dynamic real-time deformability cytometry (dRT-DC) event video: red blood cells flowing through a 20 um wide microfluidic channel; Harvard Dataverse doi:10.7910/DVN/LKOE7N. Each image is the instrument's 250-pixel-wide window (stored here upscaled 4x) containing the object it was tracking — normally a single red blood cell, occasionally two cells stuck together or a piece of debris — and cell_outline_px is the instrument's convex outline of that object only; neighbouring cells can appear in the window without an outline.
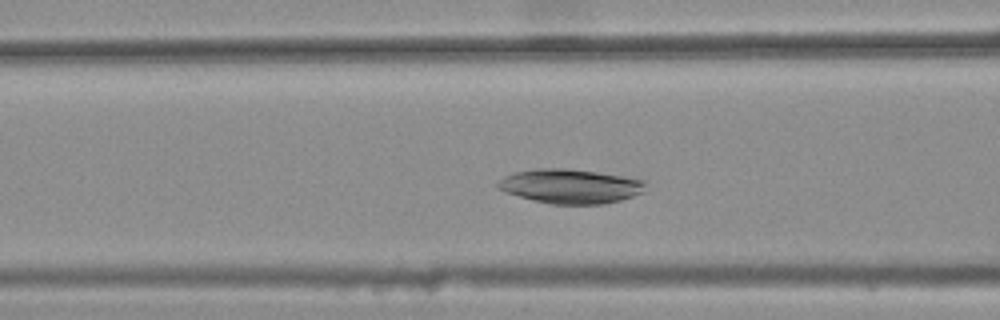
{"species": "common noctule bat (a hibernating species)", "species_latin": "Nyctalus noctula", "temperature_condition": "warm", "stored_images_in_passage": 39, "camera_frame_rate_fps": 3000, "um_per_image_px": 0.085, "animal": {"sex": "female", "body_mass_g": 25.1}, "frame": {"image": 1, "passage_image": 16, "time_ms": 5.0, "image_size_px": [1000, 320], "cell_outline_px": [[644, 192], [620, 200], [604, 204], [552, 204], [532, 200], [504, 192], [496, 188], [496, 184], [504, 176], [516, 172], [536, 168], [568, 168], [596, 172], [644, 180]], "centroid_in_image_um": [48.43, 15.83], "position_along_channel_um": 118.2, "area_um2": 29.48}}
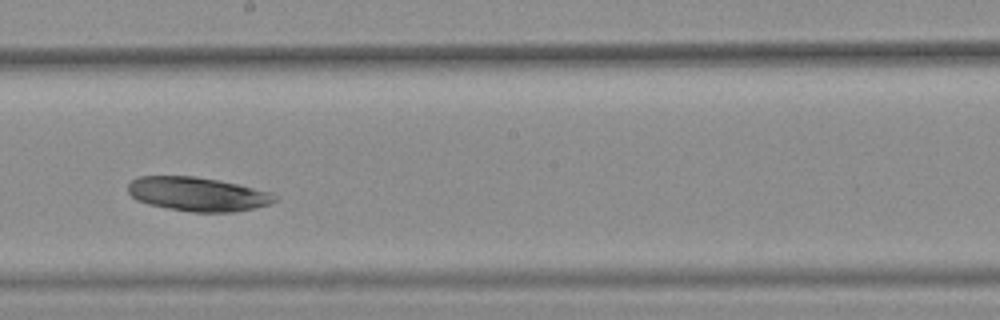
{"frame": {"image": 2, "passage_image": 25, "time_ms": 8.0, "image_size_px": [1000, 320], "cell_outline_px": [[276, 200], [268, 204], [256, 208], [236, 212], [192, 212], [168, 208], [148, 204], [136, 200], [128, 192], [128, 184], [132, 180], [140, 176], [196, 176], [240, 184], [272, 192], [276, 196]], "centroid_in_image_um": [16.82, 16.5], "position_along_channel_um": 231.4, "area_um2": 29.25}}
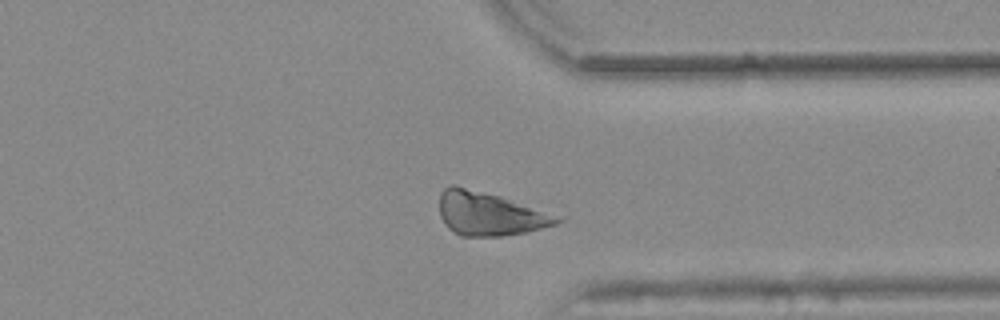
{"frame": {"image": 3, "passage_image": 36, "time_ms": 11.667, "image_size_px": [1000, 320], "cell_outline_px": [[564, 220], [556, 224], [524, 232], [500, 236], [460, 236], [448, 228], [444, 224], [440, 216], [440, 192], [444, 188], [452, 184], [456, 184], [500, 196], [564, 216]], "centroid_in_image_um": [41.62, 18.15], "position_along_channel_um": 369.8, "area_um2": 30.11}}